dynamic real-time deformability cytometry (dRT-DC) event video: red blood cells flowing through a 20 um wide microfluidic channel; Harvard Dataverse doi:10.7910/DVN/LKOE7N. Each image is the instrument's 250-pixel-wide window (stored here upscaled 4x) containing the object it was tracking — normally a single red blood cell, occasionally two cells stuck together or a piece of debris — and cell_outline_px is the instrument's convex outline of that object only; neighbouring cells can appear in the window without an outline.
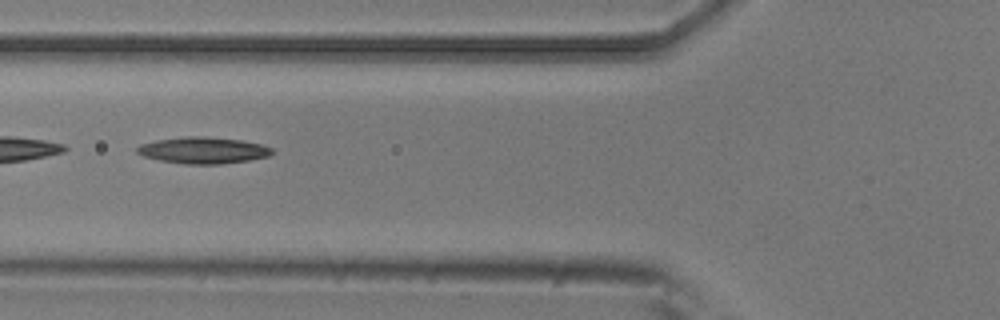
{"species": "common noctule bat (a hibernating species)", "species_latin": "Nyctalus noctula", "temperature_condition": "room temperature", "stored_images_in_passage": 8, "camera_frame_rate_fps": 3000, "um_per_image_px": 0.085, "animal": {"sex": "male", "body_mass_g": 20.5, "forearm_length_mm": 52.5}, "frame": {"image": 1, "passage_image": 5, "time_ms": 1.333, "image_size_px": [1000, 320], "cell_outline_px": [[272, 152], [268, 156], [248, 160], [220, 164], [184, 164], [160, 160], [144, 156], [136, 152], [136, 148], [140, 144], [156, 140], [188, 136], [200, 136], [240, 140], [260, 144], [272, 148]], "centroid_in_image_um": [17.23, 12.78], "position_along_channel_um": 108.6, "area_um2": 20.58}}
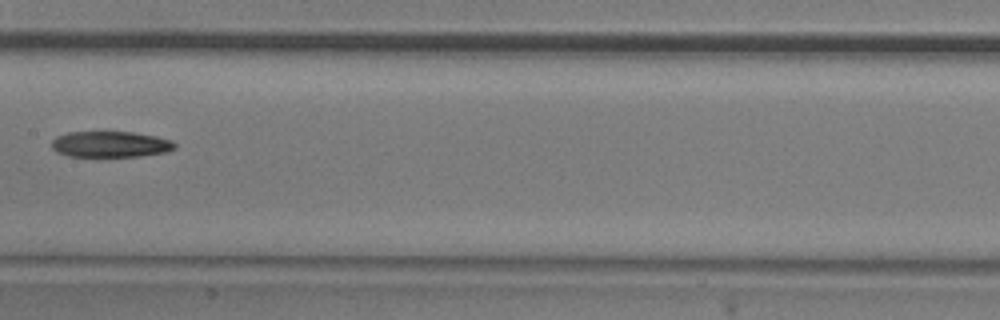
{"frame": {"image": 2, "passage_image": 7, "time_ms": 2.0, "image_size_px": [1000, 320], "cell_outline_px": [[176, 148], [164, 152], [140, 156], [68, 156], [56, 152], [52, 148], [52, 140], [56, 136], [68, 132], [132, 132], [156, 136], [172, 140], [176, 144]], "centroid_in_image_um": [9.38, 12.26], "position_along_channel_um": 198.0, "area_um2": 18.61}}
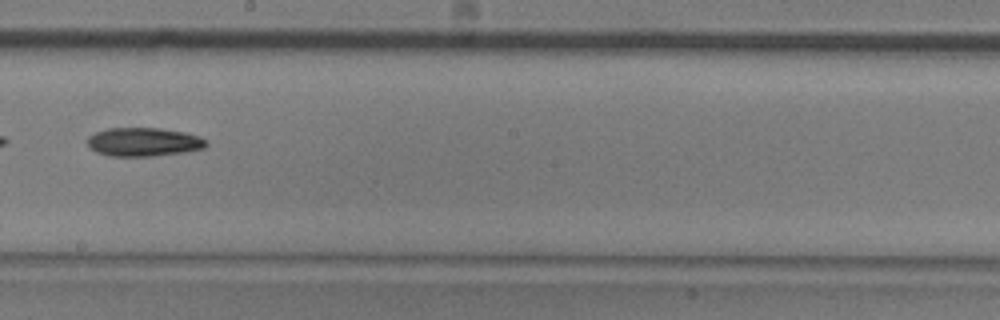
{"frame": {"image": 3, "passage_image": 8, "time_ms": 2.333, "image_size_px": [1000, 320], "cell_outline_px": [[208, 144], [204, 148], [184, 152], [148, 156], [108, 156], [96, 152], [88, 148], [88, 136], [104, 128], [160, 128], [184, 132], [200, 136], [208, 140]], "centroid_in_image_um": [12.2, 12.06], "position_along_channel_um": 236.0, "area_um2": 20.0}}